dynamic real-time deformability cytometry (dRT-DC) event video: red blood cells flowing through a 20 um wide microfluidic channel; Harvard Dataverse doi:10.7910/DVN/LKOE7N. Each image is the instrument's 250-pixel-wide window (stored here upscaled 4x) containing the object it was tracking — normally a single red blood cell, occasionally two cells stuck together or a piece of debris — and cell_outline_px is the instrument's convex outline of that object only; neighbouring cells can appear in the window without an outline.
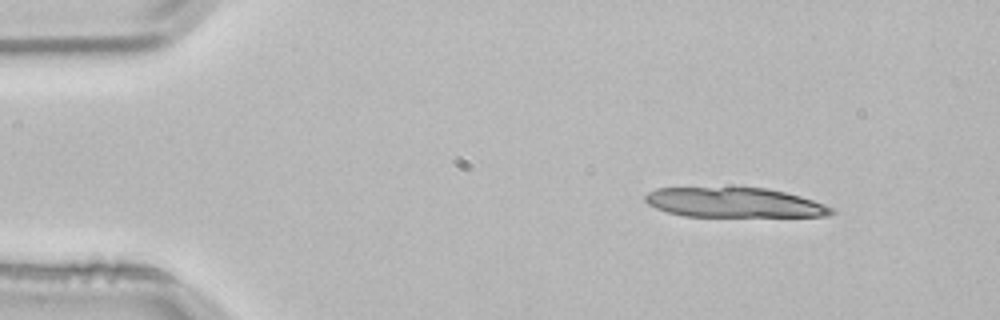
{"species": "common noctule bat (a hibernating species)", "species_latin": "Nyctalus noctula", "temperature_condition": "room temperature", "stored_images_in_passage": 3, "camera_frame_rate_fps": 3000, "um_per_image_px": 0.085, "animal": {"sex": "male", "body_mass_g": 21.5, "forearm_length_mm": 52.0}, "frame": {"image": 1, "passage_image": 2, "time_ms": 0.333, "image_size_px": [1000, 320], "cell_outline_px": [[836, 212], [828, 216], [684, 216], [668, 212], [656, 208], [648, 204], [644, 200], [644, 196], [648, 192], [656, 188], [764, 188], [784, 192], [800, 196], [824, 204], [832, 208]], "centroid_in_image_um": [62.39, 17.22], "position_along_channel_um": 22.6, "area_um2": 31.96}}